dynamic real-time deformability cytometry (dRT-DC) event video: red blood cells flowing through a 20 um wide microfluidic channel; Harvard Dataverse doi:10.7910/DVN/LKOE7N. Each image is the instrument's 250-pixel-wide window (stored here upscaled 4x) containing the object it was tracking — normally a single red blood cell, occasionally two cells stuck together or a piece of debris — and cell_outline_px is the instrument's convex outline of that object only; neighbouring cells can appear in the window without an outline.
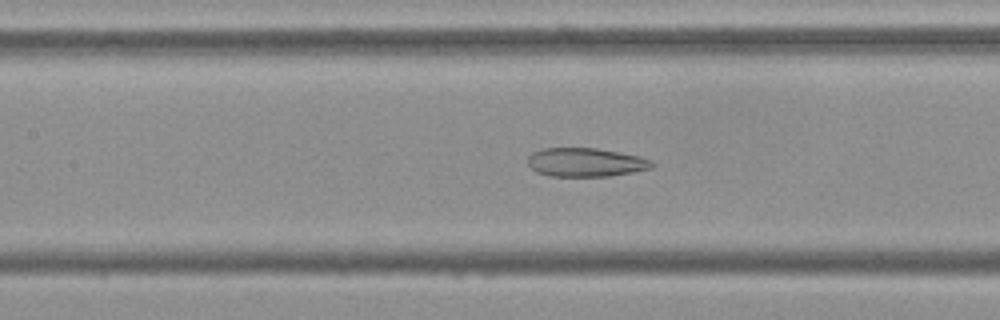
{"species": "Egyptian fruit bat (a non-hibernating species)", "species_latin": "Rousettus aegyptiacus", "temperature_condition": "cold", "stored_images_in_passage": 52, "camera_frame_rate_fps": 3000, "um_per_image_px": 0.085, "frame": {"image": 1, "passage_image": 23, "time_ms": 7.333, "image_size_px": [1000, 320], "cell_outline_px": [[656, 164], [652, 168], [632, 172], [608, 176], [548, 176], [536, 172], [528, 164], [528, 156], [532, 152], [540, 148], [596, 148], [640, 156], [652, 160]], "centroid_in_image_um": [49.78, 13.79], "position_along_channel_um": 157.6, "area_um2": 20.92}}
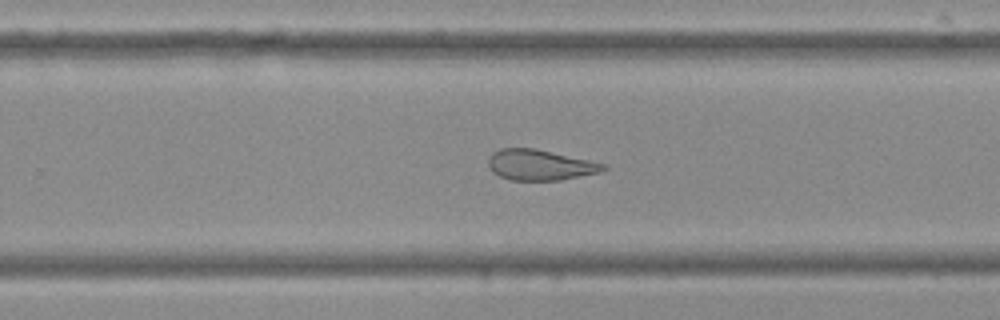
{"frame": {"image": 2, "passage_image": 33, "time_ms": 10.667, "image_size_px": [1000, 320], "cell_outline_px": [[608, 168], [600, 172], [560, 180], [512, 180], [500, 176], [492, 172], [488, 164], [488, 160], [492, 152], [500, 148], [536, 148], [608, 164]], "centroid_in_image_um": [45.92, 14.01], "position_along_channel_um": 283.9, "area_um2": 20.63}}
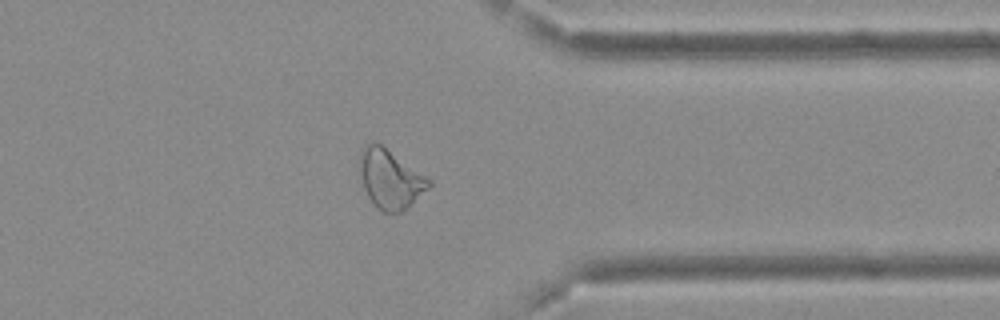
{"frame": {"image": 3, "passage_image": 41, "time_ms": 13.333, "image_size_px": [1000, 320], "cell_outline_px": [[432, 184], [428, 188], [400, 212], [384, 212], [368, 196], [364, 188], [360, 172], [360, 152], [364, 144], [380, 144], [432, 180]], "centroid_in_image_um": [33.17, 15.19], "position_along_channel_um": 378.2, "area_um2": 22.89}, "authors_computed_cell_mechanics": {"area_um2": 25.5187, "velocity_mm_per_s": 3.7962, "shape_relaxation_time_tau1_ms": null, "shape_relaxation_time_tau2_ms": 3.182, "deformation_change_tau1": null, "deformation_change_tau2": 0.1182}}